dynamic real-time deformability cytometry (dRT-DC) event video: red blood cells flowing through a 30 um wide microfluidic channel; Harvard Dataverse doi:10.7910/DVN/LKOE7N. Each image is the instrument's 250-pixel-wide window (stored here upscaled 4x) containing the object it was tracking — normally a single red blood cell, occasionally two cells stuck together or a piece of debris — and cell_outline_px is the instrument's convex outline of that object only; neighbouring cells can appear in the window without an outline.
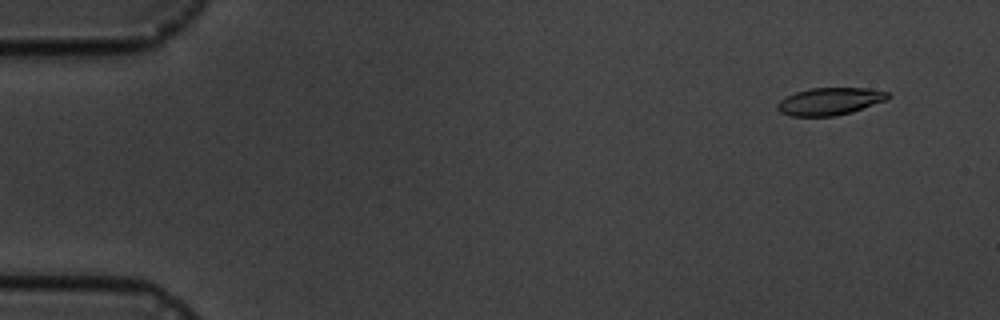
{"species": "common noctule bat (a hibernating species)", "species_latin": "Nyctalus noctula", "temperature_condition": "cold", "stored_images_in_passage": 10, "camera_frame_rate_fps": 3000, "um_per_image_px": 0.085, "animal": {"sex": "male", "body_mass_g": 19.5, "forearm_length_mm": 54.6}, "frame": {"image": 1, "passage_image": 2, "time_ms": 1.0, "image_size_px": [1000, 320], "cell_outline_px": [[892, 96], [888, 100], [852, 112], [832, 116], [792, 116], [780, 112], [776, 108], [776, 104], [780, 100], [796, 92], [812, 88], [868, 88], [888, 92]], "centroid_in_image_um": [70.57, 8.61], "position_along_channel_um": 14.4, "area_um2": 17.69}}
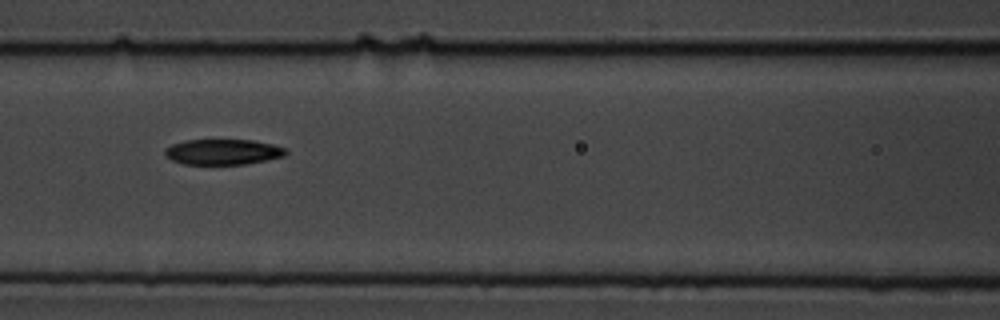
{"frame": {"image": 2, "passage_image": 8, "time_ms": 8.0, "image_size_px": [1000, 320], "cell_outline_px": [[288, 152], [284, 156], [244, 164], [184, 164], [172, 160], [164, 152], [164, 148], [172, 144], [184, 140], [252, 140], [272, 144], [288, 148]], "centroid_in_image_um": [18.96, 12.9], "position_along_channel_um": 147.6, "area_um2": 17.92}}
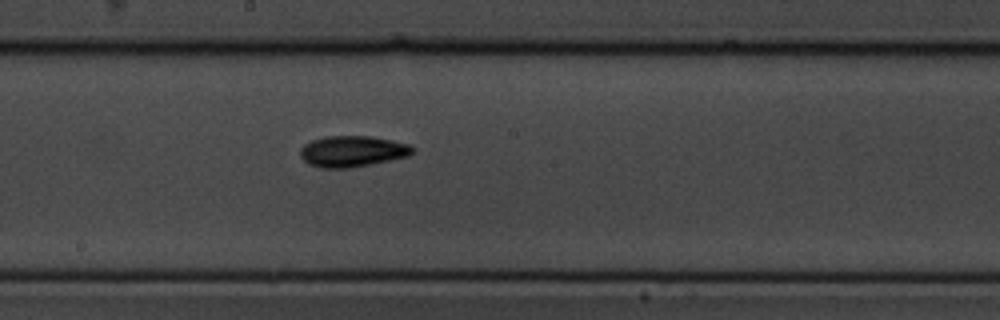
{"frame": {"image": 3, "passage_image": 10, "time_ms": 10.0, "image_size_px": [1000, 320], "cell_outline_px": [[416, 148], [408, 156], [348, 168], [320, 168], [308, 164], [300, 156], [300, 148], [304, 144], [312, 140], [324, 136], [372, 136], [392, 140], [408, 144]], "centroid_in_image_um": [29.91, 12.85], "position_along_channel_um": 218.3, "area_um2": 20.29}}